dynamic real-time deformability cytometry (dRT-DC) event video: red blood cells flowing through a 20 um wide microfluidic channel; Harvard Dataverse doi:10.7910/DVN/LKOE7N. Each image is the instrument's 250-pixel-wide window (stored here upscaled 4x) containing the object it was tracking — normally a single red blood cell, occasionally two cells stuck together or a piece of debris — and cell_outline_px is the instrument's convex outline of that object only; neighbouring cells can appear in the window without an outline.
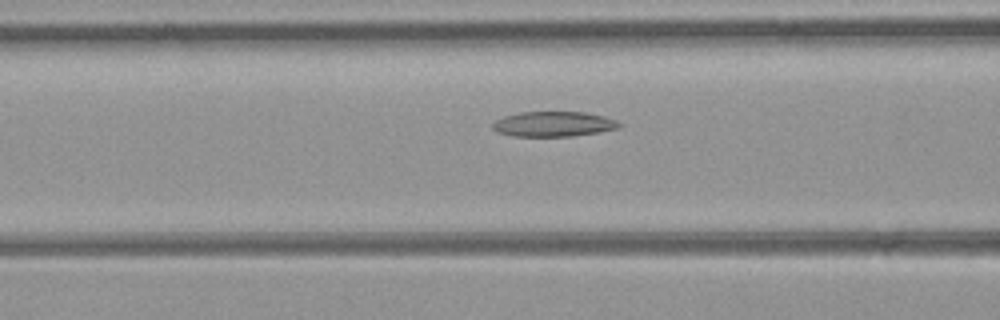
{"species": "common noctule bat (a hibernating species)", "species_latin": "Nyctalus noctula", "temperature_condition": "room temperature", "stored_images_in_passage": 7, "camera_frame_rate_fps": 3000, "um_per_image_px": 0.085, "animal": {"sex": "female", "body_mass_g": 21.9}, "frame": {"image": 1, "passage_image": 6, "time_ms": 1.667, "image_size_px": [1000, 320], "cell_outline_px": [[624, 124], [616, 128], [596, 132], [572, 136], [512, 136], [496, 132], [492, 128], [492, 124], [496, 120], [504, 116], [520, 112], [584, 112], [604, 116], [616, 120]], "centroid_in_image_um": [47.02, 10.54], "position_along_channel_um": 119.6, "area_um2": 18.44}}